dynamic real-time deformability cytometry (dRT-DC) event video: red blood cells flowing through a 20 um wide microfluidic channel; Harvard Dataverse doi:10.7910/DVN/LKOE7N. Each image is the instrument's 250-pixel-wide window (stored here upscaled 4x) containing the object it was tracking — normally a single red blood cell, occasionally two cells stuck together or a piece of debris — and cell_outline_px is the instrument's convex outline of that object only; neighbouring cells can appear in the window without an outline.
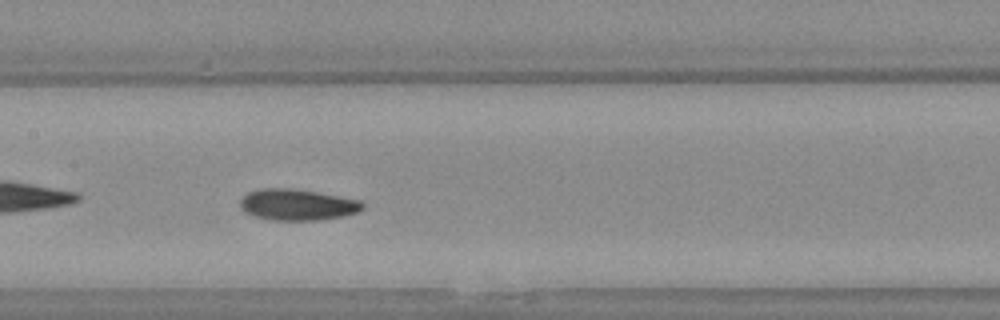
{"species": "Egyptian fruit bat (a non-hibernating species)", "species_latin": "Rousettus aegyptiacus", "temperature_condition": "warm", "stored_images_in_passage": 28, "camera_frame_rate_fps": 3000, "um_per_image_px": 0.085, "animal": {"sex": "female"}, "frame": {"image": 1, "passage_image": 20, "time_ms": 6.333, "image_size_px": [1000, 320], "cell_outline_px": [[364, 208], [356, 212], [344, 216], [320, 220], [268, 220], [252, 216], [244, 212], [240, 208], [240, 200], [248, 192], [260, 188], [288, 188], [316, 192], [360, 200], [364, 204]], "centroid_in_image_um": [25.23, 17.41], "position_along_channel_um": 182.2, "area_um2": 22.37}}
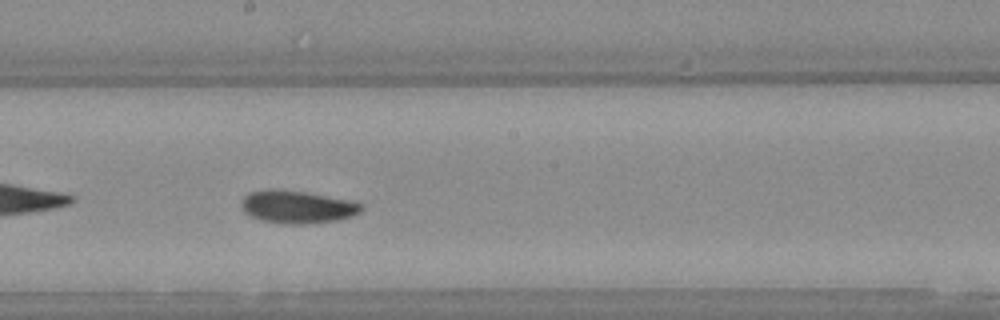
{"frame": {"image": 2, "passage_image": 23, "time_ms": 7.333, "image_size_px": [1000, 320], "cell_outline_px": [[360, 212], [352, 216], [336, 220], [308, 224], [280, 224], [260, 220], [248, 216], [244, 212], [240, 204], [240, 200], [244, 196], [252, 192], [268, 188], [304, 192], [344, 200], [360, 204]], "centroid_in_image_um": [25.14, 17.61], "position_along_channel_um": 223.1, "area_um2": 22.66}}